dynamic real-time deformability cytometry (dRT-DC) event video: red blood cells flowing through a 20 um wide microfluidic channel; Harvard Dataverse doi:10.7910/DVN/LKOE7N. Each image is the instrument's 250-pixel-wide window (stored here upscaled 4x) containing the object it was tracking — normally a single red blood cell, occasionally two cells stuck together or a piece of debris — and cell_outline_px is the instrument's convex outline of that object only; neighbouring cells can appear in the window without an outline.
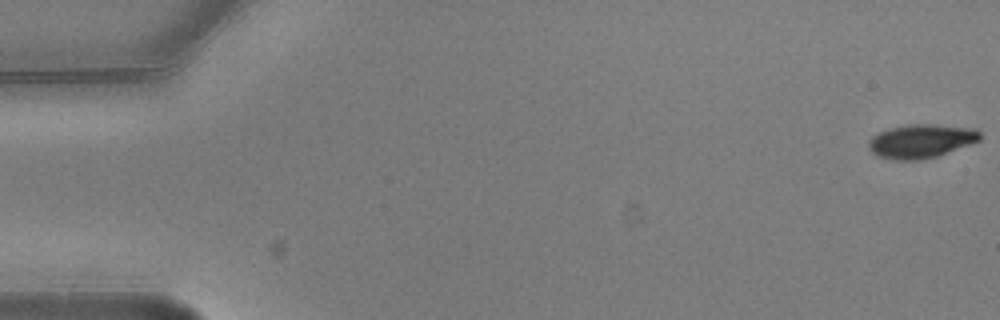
{"species": "common noctule bat (a hibernating species)", "species_latin": "Nyctalus noctula", "temperature_condition": "warm", "stored_images_in_passage": 5, "camera_frame_rate_fps": 3000, "um_per_image_px": 0.085, "animal": {"sex": "male", "body_mass_g": 20.5, "forearm_length_mm": 52.5}, "frame": {"image": 1, "passage_image": 1, "time_ms": 0.0, "image_size_px": [1000, 320], "cell_outline_px": [[980, 140], [936, 156], [920, 160], [896, 160], [876, 156], [868, 148], [868, 140], [872, 136], [888, 128], [908, 124], [936, 124], [976, 128], [980, 132]], "centroid_in_image_um": [78.26, 11.98], "position_along_channel_um": 6.7, "area_um2": 21.96}}
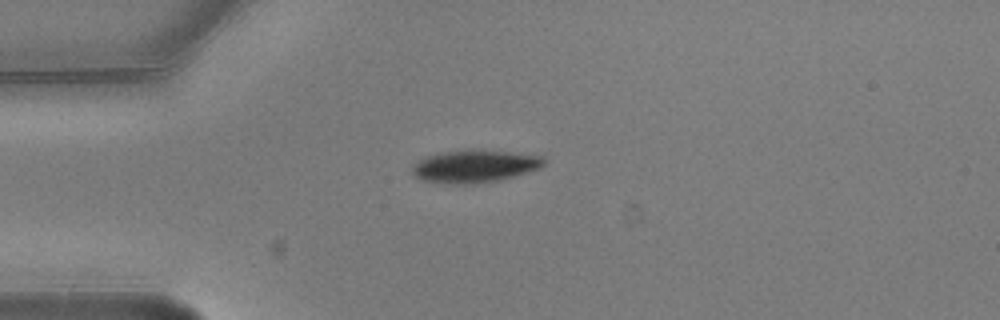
{"frame": {"image": 2, "passage_image": 5, "time_ms": 1.333, "image_size_px": [1000, 320], "cell_outline_px": [[544, 164], [540, 168], [512, 176], [496, 180], [472, 184], [448, 184], [420, 180], [412, 172], [412, 168], [420, 160], [428, 156], [444, 152], [504, 152], [544, 156]], "centroid_in_image_um": [40.33, 14.17], "position_along_channel_um": 44.7, "area_um2": 23.81}}